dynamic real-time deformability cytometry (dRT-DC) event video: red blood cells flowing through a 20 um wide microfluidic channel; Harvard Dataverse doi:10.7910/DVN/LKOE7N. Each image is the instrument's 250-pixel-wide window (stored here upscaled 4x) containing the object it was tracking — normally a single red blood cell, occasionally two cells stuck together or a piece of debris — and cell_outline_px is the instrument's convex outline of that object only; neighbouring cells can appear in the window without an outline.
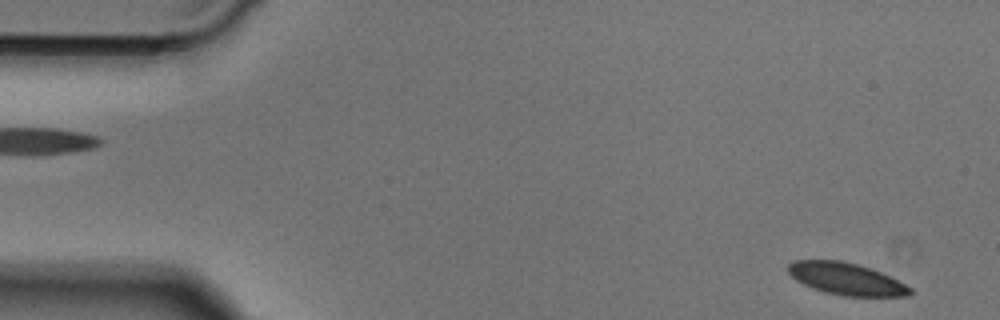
{"species": "Egyptian fruit bat (a non-hibernating species)", "species_latin": "Rousettus aegyptiacus", "temperature_condition": "cold", "stored_images_in_passage": 48, "camera_frame_rate_fps": 3000, "um_per_image_px": 0.085, "animal": {"sex": "male"}, "frame": {"image": 1, "passage_image": 1, "time_ms": 0.0, "image_size_px": [1000, 320], "cell_outline_px": [[916, 292], [908, 296], [844, 296], [824, 292], [812, 288], [796, 280], [788, 272], [788, 264], [796, 260], [840, 260], [872, 268], [912, 288]], "centroid_in_image_um": [71.94, 23.71], "position_along_channel_um": 13.1, "area_um2": 22.72}}
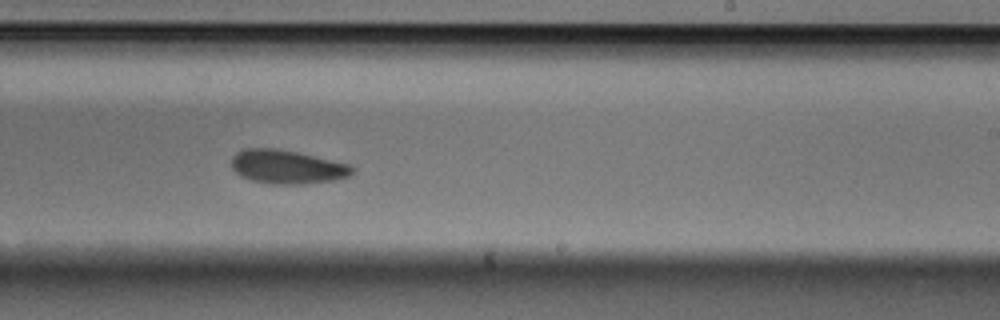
{"frame": {"image": 2, "passage_image": 28, "time_ms": 9.0, "image_size_px": [1000, 320], "cell_outline_px": [[356, 172], [348, 176], [336, 180], [304, 184], [272, 184], [252, 180], [240, 176], [232, 168], [232, 156], [236, 152], [244, 148], [276, 148], [296, 152], [352, 164], [356, 168]], "centroid_in_image_um": [24.44, 14.18], "position_along_channel_um": 264.6, "area_um2": 24.04}}
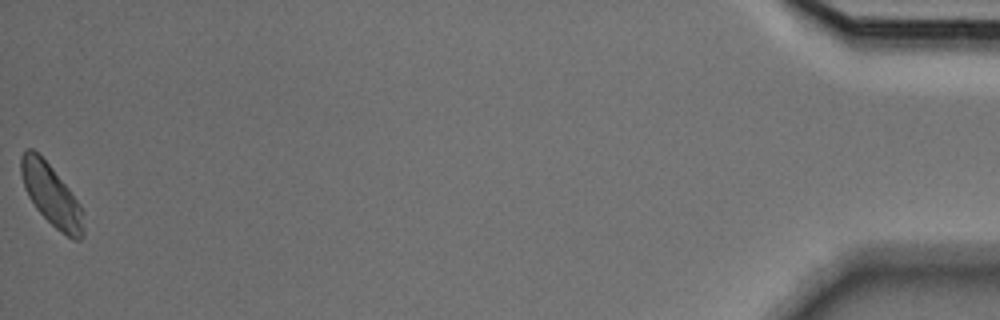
{"frame": {"image": 3, "passage_image": 48, "time_ms": 15.667, "image_size_px": [1000, 320], "cell_outline_px": [[84, 236], [80, 240], [72, 240], [60, 232], [36, 208], [28, 196], [24, 188], [20, 172], [20, 156], [24, 148], [32, 148], [52, 168], [68, 188], [80, 204], [84, 228]], "centroid_in_image_um": [4.34, 16.59], "position_along_channel_um": 430.9, "area_um2": 22.2}}